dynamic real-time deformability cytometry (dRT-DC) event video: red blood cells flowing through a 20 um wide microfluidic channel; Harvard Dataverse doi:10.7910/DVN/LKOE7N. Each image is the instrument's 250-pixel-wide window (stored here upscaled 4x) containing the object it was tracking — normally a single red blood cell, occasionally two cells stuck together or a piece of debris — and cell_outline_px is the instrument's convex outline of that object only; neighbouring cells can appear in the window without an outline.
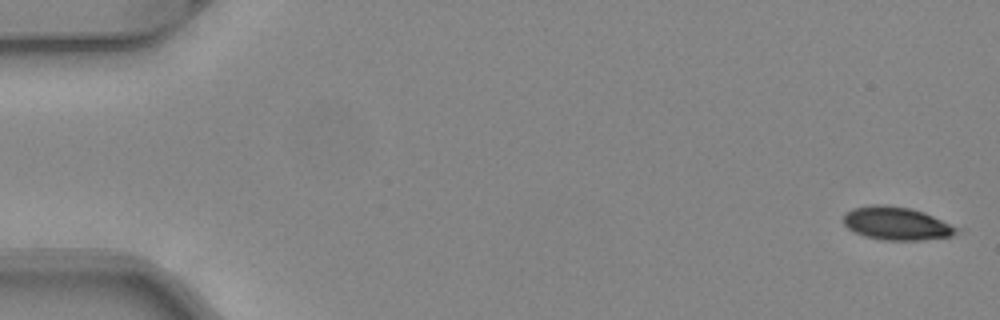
{"species": "common noctule bat (a hibernating species)", "species_latin": "Nyctalus noctula", "temperature_condition": "warm", "stored_images_in_passage": 11, "camera_frame_rate_fps": 3000, "um_per_image_px": 0.085, "animal": {"sex": "female", "body_mass_g": 24.6, "forearm_length_mm": 56.2}, "frame": {"image": 1, "passage_image": 1, "time_ms": 0.0, "image_size_px": [1000, 320], "cell_outline_px": [[964, 228], [960, 232], [952, 236], [920, 240], [884, 240], [864, 236], [848, 228], [844, 224], [844, 212], [852, 208], [872, 204], [884, 204], [912, 208], [924, 212]], "centroid_in_image_um": [76.28, 18.98], "position_along_channel_um": 8.7, "area_um2": 22.31}}